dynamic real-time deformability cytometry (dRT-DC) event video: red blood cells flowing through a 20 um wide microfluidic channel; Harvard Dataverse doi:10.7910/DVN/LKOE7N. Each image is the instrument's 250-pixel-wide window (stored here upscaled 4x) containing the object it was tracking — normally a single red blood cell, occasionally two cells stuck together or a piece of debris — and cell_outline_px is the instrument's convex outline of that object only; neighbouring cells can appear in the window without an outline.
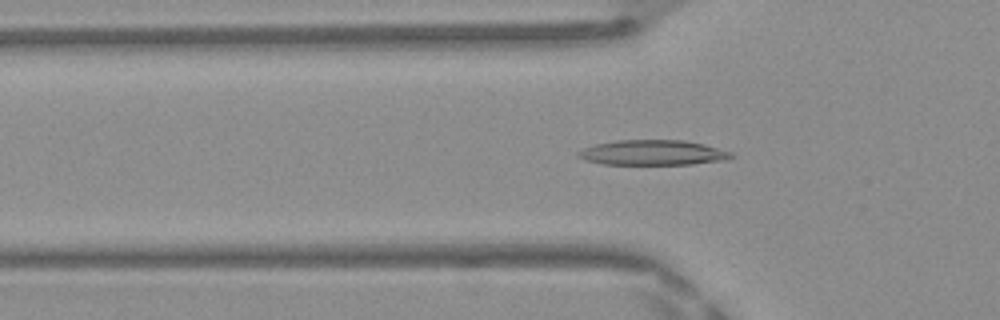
{"species": "Egyptian fruit bat (a non-hibernating species)", "species_latin": "Rousettus aegyptiacus", "temperature_condition": "warm", "stored_images_in_passage": 43, "camera_frame_rate_fps": 3000, "um_per_image_px": 0.085, "frame": {"image": 1, "passage_image": 15, "time_ms": 4.667, "image_size_px": [1000, 320], "cell_outline_px": [[736, 156], [724, 160], [692, 164], [604, 164], [584, 160], [576, 156], [576, 152], [584, 148], [596, 144], [616, 140], [684, 140], [704, 144], [732, 152]], "centroid_in_image_um": [55.48, 12.97], "position_along_channel_um": 70.3, "area_um2": 22.43}}
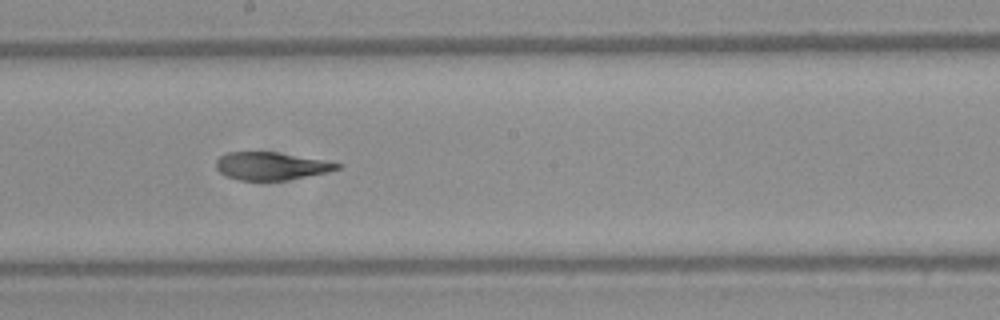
{"frame": {"image": 2, "passage_image": 26, "time_ms": 8.333, "image_size_px": [1000, 320], "cell_outline_px": [[344, 164], [340, 168], [328, 172], [284, 180], [240, 180], [224, 176], [216, 168], [216, 160], [220, 156], [228, 152], [276, 152], [324, 160]], "centroid_in_image_um": [23.04, 14.11], "position_along_channel_um": 225.2, "area_um2": 19.54}}
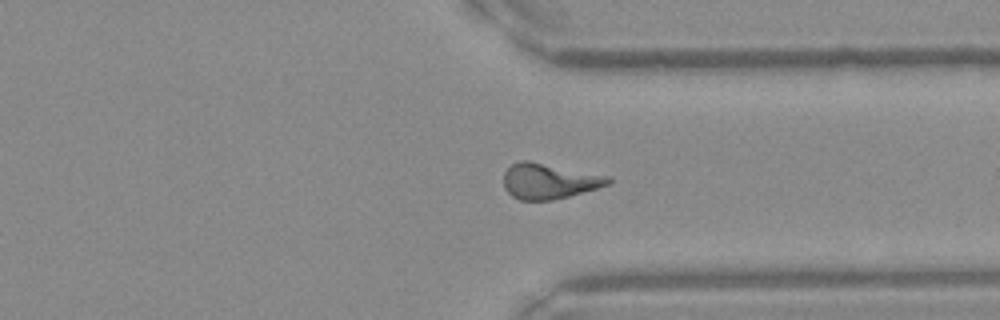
{"frame": {"image": 3, "passage_image": 36, "time_ms": 11.667, "image_size_px": [1000, 320], "cell_outline_px": [[612, 180], [608, 184], [596, 188], [568, 196], [552, 200], [520, 200], [512, 196], [504, 188], [504, 172], [512, 164], [520, 160], [528, 160], [612, 176]], "centroid_in_image_um": [46.67, 15.38], "position_along_channel_um": 364.7, "area_um2": 21.62}, "authors_computed_cell_mechanics": {"area_um2": 20.8658, "velocity_mm_per_s": 4.1957, "shape_relaxation_time_tau1_ms": 10.2563, "shape_relaxation_time_tau2_ms": 1.8306, "deformation_change_tau1": 0.2932, "deformation_change_tau2": 0.1068}}